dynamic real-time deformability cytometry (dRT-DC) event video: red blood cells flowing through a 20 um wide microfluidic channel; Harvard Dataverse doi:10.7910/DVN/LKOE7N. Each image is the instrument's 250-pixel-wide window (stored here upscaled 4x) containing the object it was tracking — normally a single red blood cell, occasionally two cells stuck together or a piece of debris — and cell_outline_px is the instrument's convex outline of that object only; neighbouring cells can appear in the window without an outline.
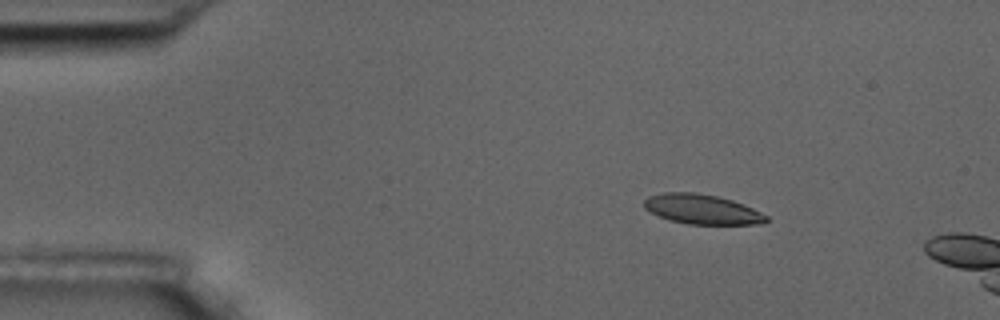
{"species": "common noctule bat (a hibernating species)", "species_latin": "Nyctalus noctula", "temperature_condition": "room temperature", "stored_images_in_passage": 3, "camera_frame_rate_fps": 3000, "um_per_image_px": 0.085, "animal": {"sex": "male", "body_mass_g": 17.5, "forearm_length_mm": 52.3}, "frame": {"image": 1, "passage_image": 1, "time_ms": 0.0, "image_size_px": [1000, 320], "cell_outline_px": [[768, 220], [764, 224], [688, 224], [668, 220], [644, 208], [644, 200], [648, 196], [664, 192], [696, 192], [716, 196], [732, 200], [744, 204], [768, 216]], "centroid_in_image_um": [59.68, 17.78], "position_along_channel_um": 25.3, "area_um2": 21.21}}